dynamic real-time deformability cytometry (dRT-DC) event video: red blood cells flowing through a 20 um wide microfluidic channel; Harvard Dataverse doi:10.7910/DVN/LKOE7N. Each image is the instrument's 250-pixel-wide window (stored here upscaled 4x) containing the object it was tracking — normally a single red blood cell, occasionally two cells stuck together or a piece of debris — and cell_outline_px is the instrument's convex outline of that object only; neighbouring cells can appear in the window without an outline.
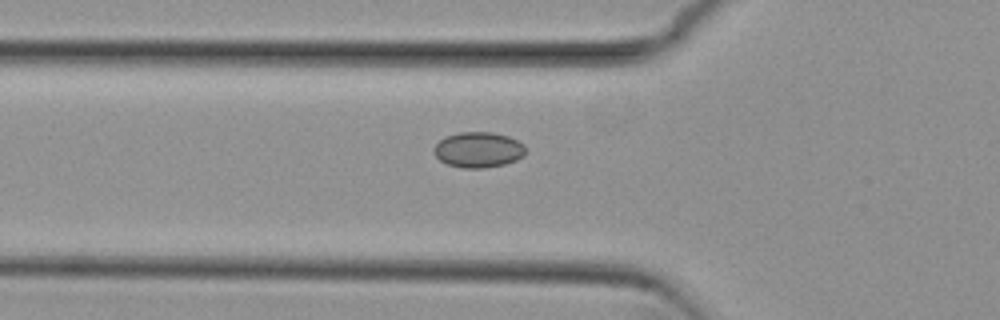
{"species": "common noctule bat (a hibernating species)", "species_latin": "Nyctalus noctula", "temperature_condition": "cold", "stored_images_in_passage": 12, "camera_frame_rate_fps": 3000, "um_per_image_px": 0.085, "animal": {"sex": "female", "body_mass_g": 29.2, "forearm_length_mm": 56.3}, "frame": {"image": 1, "passage_image": 2, "time_ms": 0.333, "image_size_px": [1000, 320], "cell_outline_px": [[524, 156], [516, 160], [504, 164], [484, 168], [464, 168], [448, 164], [440, 160], [432, 152], [432, 148], [444, 136], [460, 132], [492, 132], [508, 136], [524, 144]], "centroid_in_image_um": [40.63, 12.72], "position_along_channel_um": 85.2, "area_um2": 19.02}}
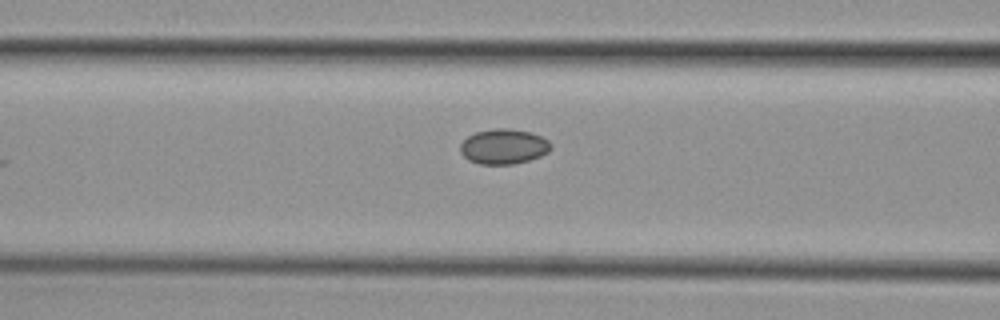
{"frame": {"image": 2, "passage_image": 5, "time_ms": 1.333, "image_size_px": [1000, 320], "cell_outline_px": [[552, 148], [548, 152], [540, 156], [528, 160], [512, 164], [480, 164], [468, 160], [460, 152], [460, 144], [468, 136], [476, 132], [496, 128], [508, 128], [532, 132], [548, 140], [552, 144]], "centroid_in_image_um": [42.82, 12.45], "position_along_channel_um": 123.8, "area_um2": 18.55}}
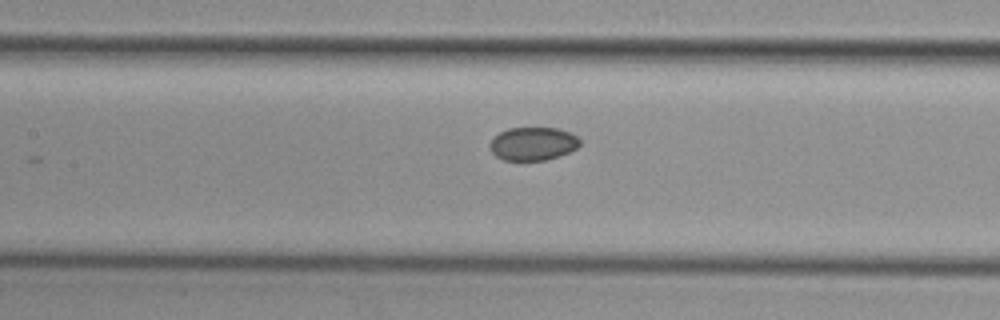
{"frame": {"image": 3, "passage_image": 8, "time_ms": 2.333, "image_size_px": [1000, 320], "cell_outline_px": [[580, 144], [576, 148], [560, 156], [548, 160], [504, 160], [496, 156], [492, 152], [492, 140], [500, 132], [508, 128], [560, 128], [572, 132], [580, 140]], "centroid_in_image_um": [45.36, 12.21], "position_along_channel_um": 162.0, "area_um2": 17.34}}